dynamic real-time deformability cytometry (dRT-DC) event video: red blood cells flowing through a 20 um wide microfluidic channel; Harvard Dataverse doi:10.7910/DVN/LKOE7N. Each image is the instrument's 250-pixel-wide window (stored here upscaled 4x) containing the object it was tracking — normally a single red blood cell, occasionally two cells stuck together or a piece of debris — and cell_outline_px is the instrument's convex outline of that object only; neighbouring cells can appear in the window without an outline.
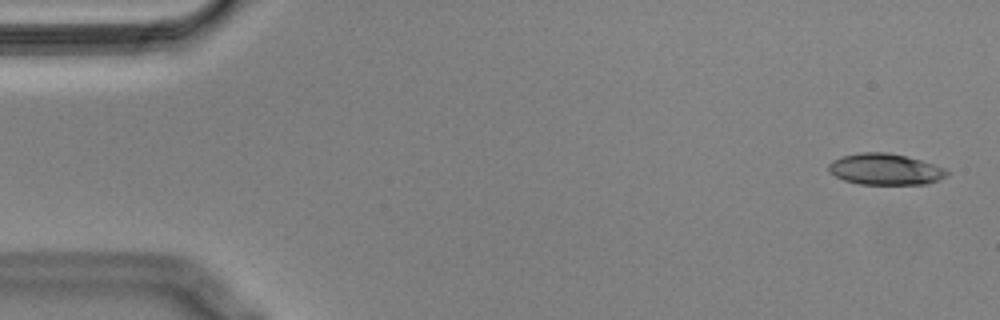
{"species": "Egyptian fruit bat (a non-hibernating species)", "species_latin": "Rousettus aegyptiacus", "temperature_condition": "cold", "stored_images_in_passage": 55, "camera_frame_rate_fps": 3000, "um_per_image_px": 0.085, "animal": {"sex": "male"}, "frame": {"image": 1, "passage_image": 2, "time_ms": 0.333, "image_size_px": [1000, 320], "cell_outline_px": [[948, 176], [928, 184], [860, 184], [844, 180], [828, 172], [828, 164], [832, 160], [844, 156], [860, 152], [888, 152], [920, 160], [944, 168], [948, 172]], "centroid_in_image_um": [75.22, 14.39], "position_along_channel_um": 9.8, "area_um2": 21.44}}
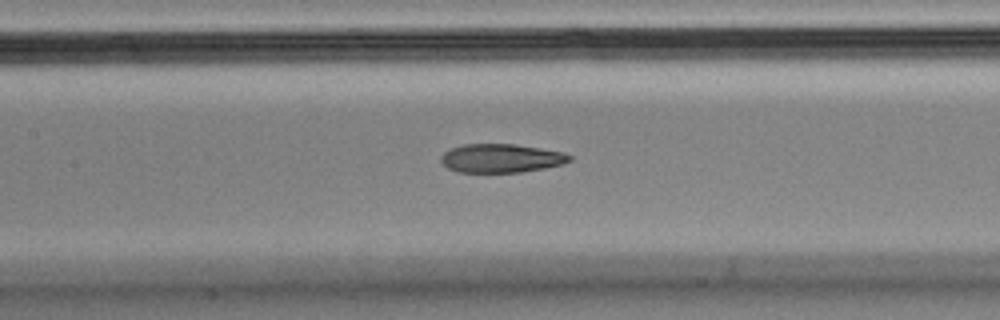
{"frame": {"image": 2, "passage_image": 25, "time_ms": 8.0, "image_size_px": [1000, 320], "cell_outline_px": [[572, 160], [564, 164], [544, 168], [520, 172], [460, 172], [448, 168], [440, 160], [440, 156], [444, 152], [452, 148], [464, 144], [512, 144], [540, 148], [564, 152], [572, 156]], "centroid_in_image_um": [42.62, 13.45], "position_along_channel_um": 164.8, "area_um2": 21.44}}
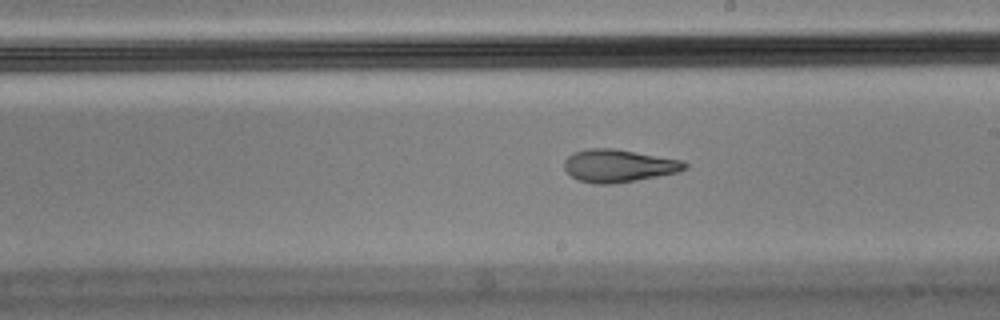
{"frame": {"image": 3, "passage_image": 31, "time_ms": 10.0, "image_size_px": [1000, 320], "cell_outline_px": [[688, 168], [680, 172], [636, 180], [612, 184], [596, 184], [580, 180], [572, 176], [564, 168], [564, 160], [572, 152], [588, 148], [612, 148], [680, 160], [688, 164]], "centroid_in_image_um": [52.57, 14.09], "position_along_channel_um": 236.4, "area_um2": 22.83}, "authors_computed_cell_mechanics": {"area_um2": 22.7154, "velocity_mm_per_s": 3.5914, "shape_relaxation_time_tau1_ms": null, "shape_relaxation_time_tau2_ms": 4.1367, "deformation_change_tau1": null, "deformation_change_tau2": 0.1349}}